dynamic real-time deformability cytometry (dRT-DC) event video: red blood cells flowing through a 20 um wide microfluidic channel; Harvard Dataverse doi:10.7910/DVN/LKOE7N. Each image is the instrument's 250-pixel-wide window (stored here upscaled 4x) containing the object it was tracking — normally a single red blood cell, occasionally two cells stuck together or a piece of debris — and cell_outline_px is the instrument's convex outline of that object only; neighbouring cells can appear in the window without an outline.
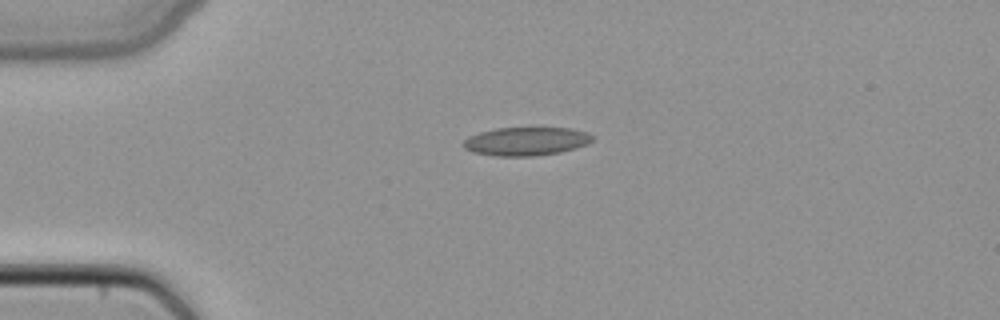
{"species": "common noctule bat (a hibernating species)", "species_latin": "Nyctalus noctula", "temperature_condition": "cold", "stored_images_in_passage": 38, "camera_frame_rate_fps": 3000, "um_per_image_px": 0.085, "animal": {"sex": "female", "body_mass_g": 22.7, "forearm_length_mm": 54.2}, "frame": {"image": 1, "passage_image": 1, "time_ms": 0.0, "image_size_px": [1000, 320], "cell_outline_px": [[592, 140], [588, 144], [576, 148], [560, 152], [536, 156], [492, 156], [472, 152], [464, 148], [460, 144], [468, 136], [480, 132], [496, 128], [572, 128], [588, 132], [592, 136]], "centroid_in_image_um": [44.69, 12.02], "position_along_channel_um": 40.3, "area_um2": 21.62}}
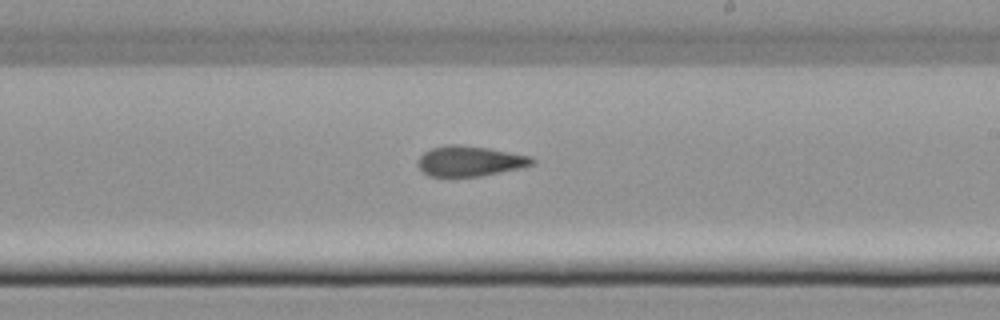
{"frame": {"image": 2, "passage_image": 18, "time_ms": 5.667, "image_size_px": [1000, 320], "cell_outline_px": [[536, 164], [520, 168], [480, 176], [428, 176], [416, 164], [416, 160], [424, 152], [432, 148], [448, 144], [460, 144], [488, 148], [532, 156], [536, 160]], "centroid_in_image_um": [39.95, 13.68], "position_along_channel_um": 249.1, "area_um2": 20.29}}
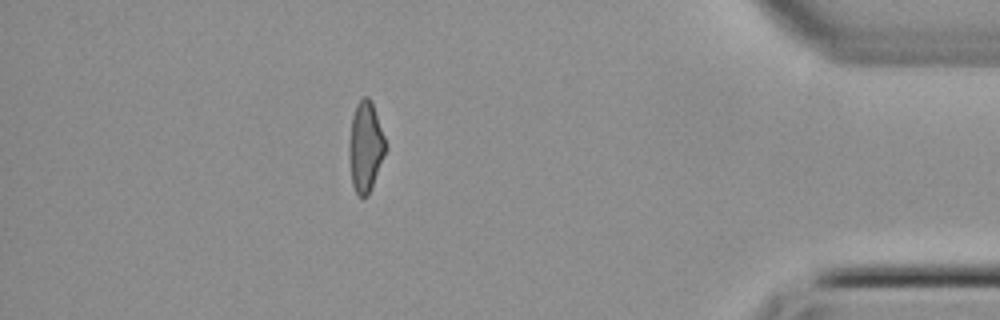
{"frame": {"image": 3, "passage_image": 32, "time_ms": 10.333, "image_size_px": [1000, 320], "cell_outline_px": [[388, 148], [372, 188], [368, 196], [356, 196], [352, 184], [348, 156], [348, 144], [352, 116], [356, 104], [364, 96], [368, 96], [372, 100], [388, 144]], "centroid_in_image_um": [31.08, 12.47], "position_along_channel_um": 404.1, "area_um2": 19.94}}